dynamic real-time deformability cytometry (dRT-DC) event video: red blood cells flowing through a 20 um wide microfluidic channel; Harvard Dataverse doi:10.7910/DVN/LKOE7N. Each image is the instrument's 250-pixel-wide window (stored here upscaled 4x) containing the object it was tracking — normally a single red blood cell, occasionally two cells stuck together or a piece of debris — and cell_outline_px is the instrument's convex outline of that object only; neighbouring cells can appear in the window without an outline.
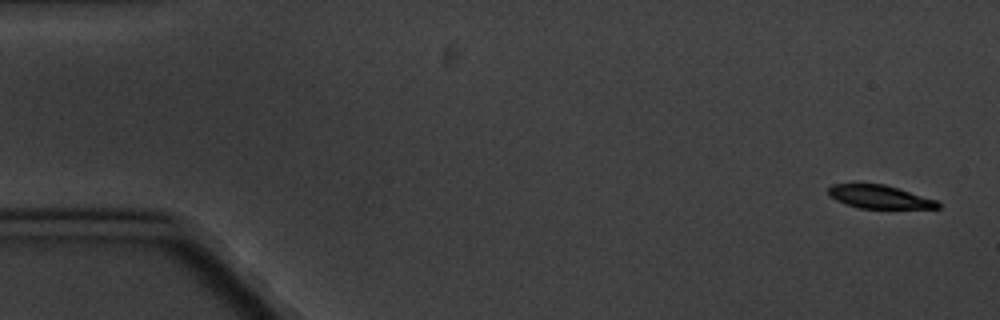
{"species": "common noctule bat (a hibernating species)", "species_latin": "Nyctalus noctula", "temperature_condition": "cold", "stored_images_in_passage": 7, "camera_frame_rate_fps": 3000, "um_per_image_px": 0.085, "animal": {"sex": "male", "body_mass_g": 20.1, "forearm_length_mm": 53.5}, "frame": {"image": 1, "passage_image": 1, "time_ms": 0.0, "image_size_px": [1000, 320], "cell_outline_px": [[940, 208], [860, 208], [836, 200], [828, 192], [828, 188], [832, 184], [884, 184], [936, 200], [940, 204]], "centroid_in_image_um": [74.76, 16.73], "position_along_channel_um": 10.2, "area_um2": 14.45}}
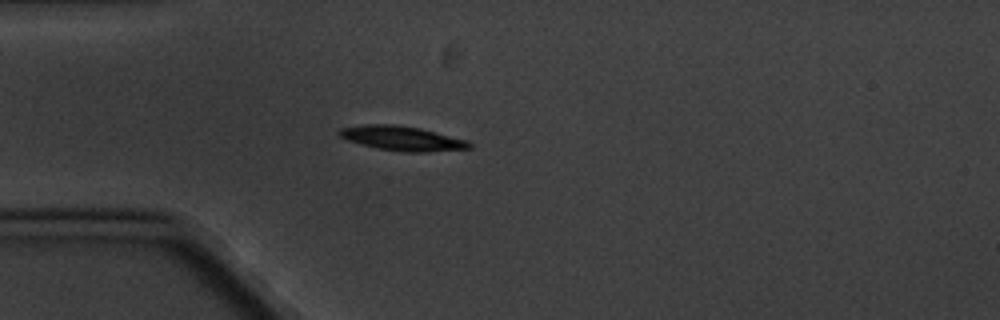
{"frame": {"image": 2, "passage_image": 5, "time_ms": 4.667, "image_size_px": [1000, 320], "cell_outline_px": [[472, 148], [428, 152], [400, 152], [376, 148], [360, 144], [348, 140], [340, 136], [336, 132], [340, 128], [364, 124], [392, 124], [420, 128], [468, 140], [472, 144]], "centroid_in_image_um": [34.18, 11.76], "position_along_channel_um": 50.8, "area_um2": 18.73}}